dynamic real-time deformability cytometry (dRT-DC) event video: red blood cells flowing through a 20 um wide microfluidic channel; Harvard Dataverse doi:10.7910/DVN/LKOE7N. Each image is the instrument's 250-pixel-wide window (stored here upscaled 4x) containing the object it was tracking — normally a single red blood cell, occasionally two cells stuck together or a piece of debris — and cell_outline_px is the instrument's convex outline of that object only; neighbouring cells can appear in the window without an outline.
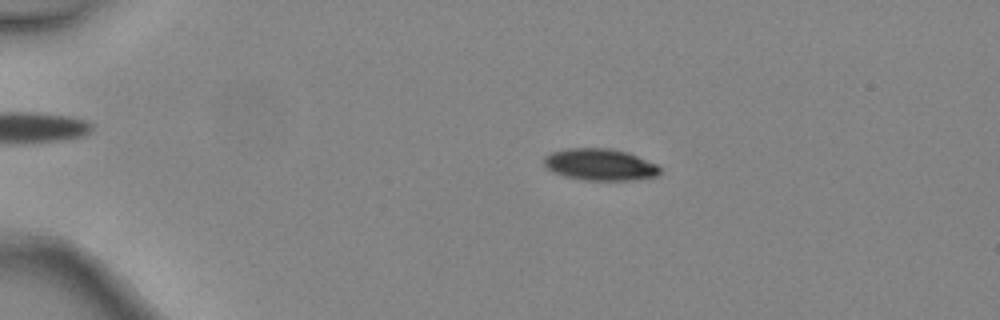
{"species": "common noctule bat (a hibernating species)", "species_latin": "Nyctalus noctula", "temperature_condition": "warm", "stored_images_in_passage": 6, "camera_frame_rate_fps": 3000, "um_per_image_px": 0.085, "animal": {"sex": "female", "body_mass_g": 24.6, "forearm_length_mm": 56.2}, "frame": {"image": 1, "passage_image": 3, "time_ms": 0.667, "image_size_px": [1000, 320], "cell_outline_px": [[660, 172], [656, 176], [636, 180], [584, 180], [564, 176], [552, 172], [544, 168], [544, 156], [552, 152], [568, 148], [608, 148], [628, 152], [656, 164], [660, 168]], "centroid_in_image_um": [50.97, 13.99], "position_along_channel_um": 34.0, "area_um2": 21.56}}
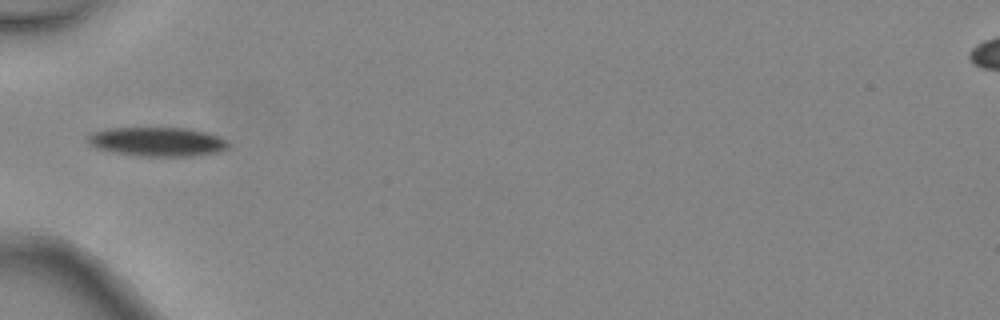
{"frame": {"image": 2, "passage_image": 5, "time_ms": 1.333, "image_size_px": [1000, 320], "cell_outline_px": [[228, 148], [216, 152], [192, 156], [140, 156], [112, 152], [96, 148], [88, 144], [84, 140], [92, 132], [104, 128], [192, 128], [208, 132], [224, 140], [228, 144]], "centroid_in_image_um": [13.29, 12.04], "position_along_channel_um": 71.7, "area_um2": 23.99}}
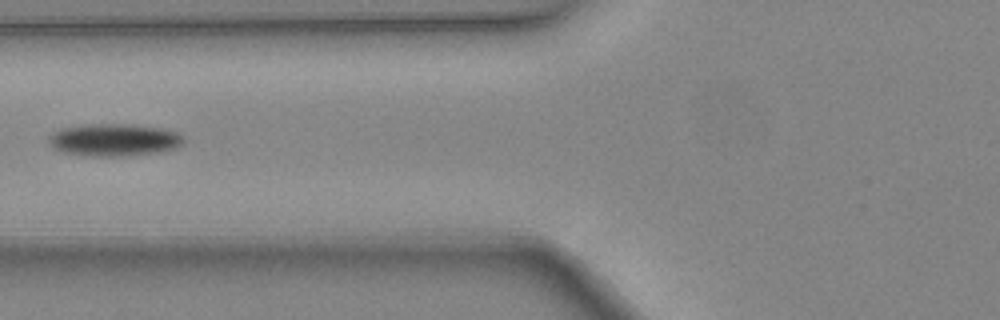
{"frame": {"image": 3, "passage_image": 6, "time_ms": 1.667, "image_size_px": [1000, 320], "cell_outline_px": [[184, 144], [176, 148], [160, 152], [124, 156], [88, 156], [60, 152], [52, 148], [48, 144], [48, 136], [52, 132], [60, 128], [88, 124], [132, 124], [160, 128], [176, 132], [184, 140]], "centroid_in_image_um": [9.64, 11.9], "position_along_channel_um": 116.2, "area_um2": 25.78}}